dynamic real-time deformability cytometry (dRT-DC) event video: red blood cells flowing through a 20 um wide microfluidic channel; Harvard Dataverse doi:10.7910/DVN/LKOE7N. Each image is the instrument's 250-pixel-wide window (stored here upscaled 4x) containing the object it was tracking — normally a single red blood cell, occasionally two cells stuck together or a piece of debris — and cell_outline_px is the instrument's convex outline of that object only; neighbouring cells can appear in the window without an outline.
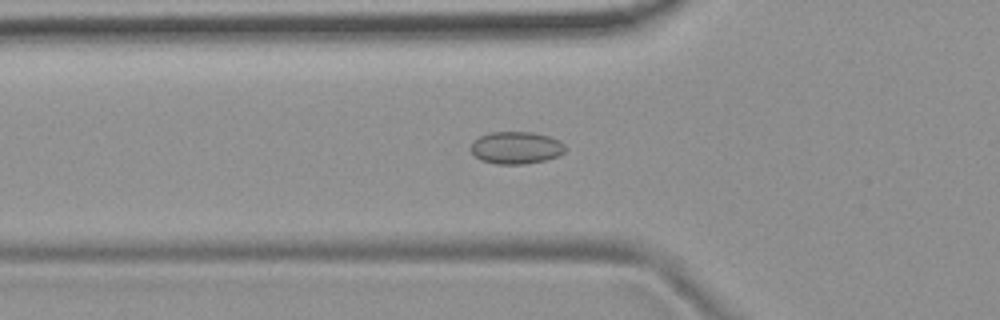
{"species": "common noctule bat (a hibernating species)", "species_latin": "Nyctalus noctula", "temperature_condition": "room temperature", "stored_images_in_passage": 54, "camera_frame_rate_fps": 3000, "um_per_image_px": 0.085, "animal": {"sex": "female", "body_mass_g": 19.9}, "frame": {"image": 1, "passage_image": 19, "time_ms": 6.0, "image_size_px": [1000, 320], "cell_outline_px": [[564, 152], [560, 156], [544, 160], [524, 164], [496, 164], [480, 160], [472, 152], [472, 144], [480, 136], [488, 132], [532, 132], [548, 136], [560, 140], [564, 144]], "centroid_in_image_um": [43.89, 12.56], "position_along_channel_um": 81.9, "area_um2": 17.69}}
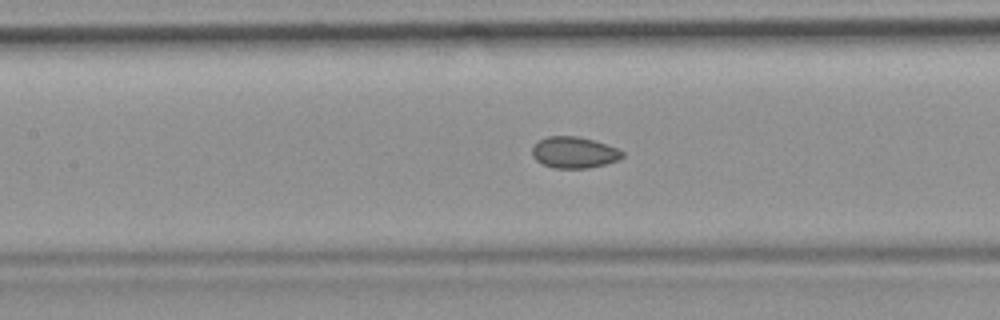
{"frame": {"image": 2, "passage_image": 25, "time_ms": 8.0, "image_size_px": [1000, 320], "cell_outline_px": [[624, 156], [620, 160], [588, 168], [552, 168], [536, 160], [532, 156], [532, 148], [540, 140], [548, 136], [576, 136], [608, 144], [624, 152]], "centroid_in_image_um": [48.82, 12.96], "position_along_channel_um": 158.6, "area_um2": 16.42}}
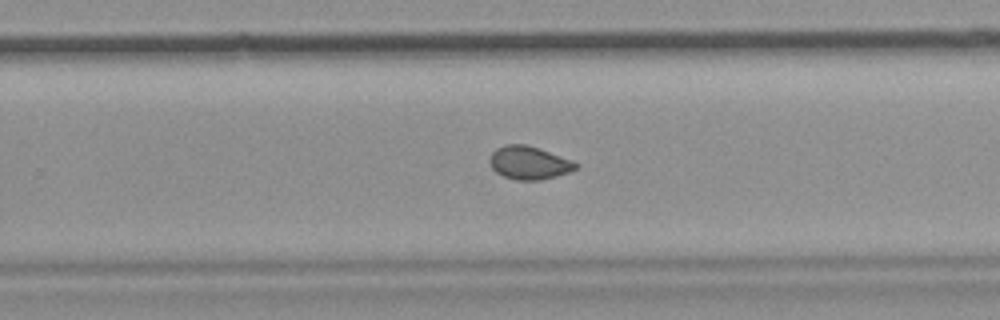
{"frame": {"image": 3, "passage_image": 35, "time_ms": 11.333, "image_size_px": [1000, 320], "cell_outline_px": [[576, 168], [568, 172], [556, 176], [540, 180], [516, 180], [504, 176], [496, 172], [492, 168], [488, 160], [492, 152], [496, 148], [504, 144], [524, 144], [540, 148], [572, 160], [576, 164]], "centroid_in_image_um": [44.92, 13.82], "position_along_channel_um": 284.9, "area_um2": 16.59}, "authors_computed_cell_mechanics": {"area_um2": 16.7042, "velocity_mm_per_s": 3.8099, "shape_relaxation_time_tau1_ms": null, "shape_relaxation_time_tau2_ms": 2.4138, "deformation_change_tau1": null, "deformation_change_tau2": 0.0414}}